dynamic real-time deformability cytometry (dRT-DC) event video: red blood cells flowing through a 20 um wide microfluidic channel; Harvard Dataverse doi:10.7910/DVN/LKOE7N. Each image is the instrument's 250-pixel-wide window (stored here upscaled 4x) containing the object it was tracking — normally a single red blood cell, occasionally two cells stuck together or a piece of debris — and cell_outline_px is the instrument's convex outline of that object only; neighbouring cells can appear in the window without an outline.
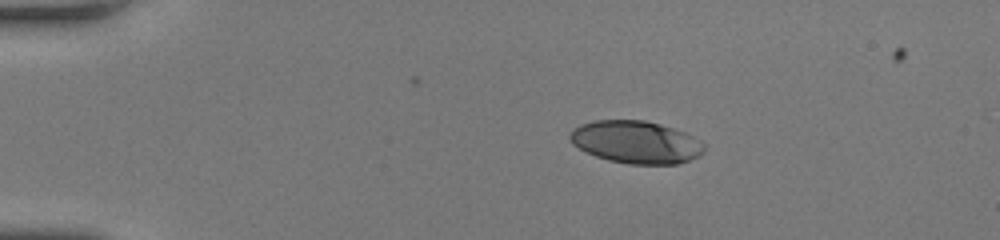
{"species": "human", "species_latin": "Homo sapiens", "temperature_condition": "room temperature", "stored_images_in_passage": 41, "camera_frame_rate_fps": 3000, "um_per_image_px": 0.085, "donor": {"sex": "female"}, "frame": {"image": 1, "passage_image": 1, "time_ms": 0.0, "image_size_px": [1000, 240], "cell_outline_px": [[704, 152], [700, 156], [676, 164], [628, 164], [608, 160], [596, 156], [572, 144], [568, 136], [580, 124], [596, 120], [644, 120], [660, 124], [684, 132], [700, 140], [704, 144]], "centroid_in_image_um": [54.07, 12.08], "position_along_channel_um": 30.9, "area_um2": 33.12}}
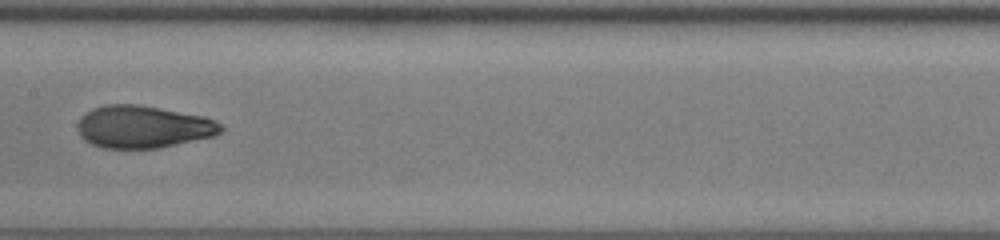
{"frame": {"image": 2, "passage_image": 18, "time_ms": 5.667, "image_size_px": [1000, 240], "cell_outline_px": [[224, 128], [216, 136], [160, 148], [104, 148], [92, 144], [84, 140], [80, 136], [76, 124], [80, 116], [92, 108], [104, 104], [140, 104], [204, 116], [216, 120]], "centroid_in_image_um": [12.16, 10.77], "position_along_channel_um": 195.2, "area_um2": 35.89}}
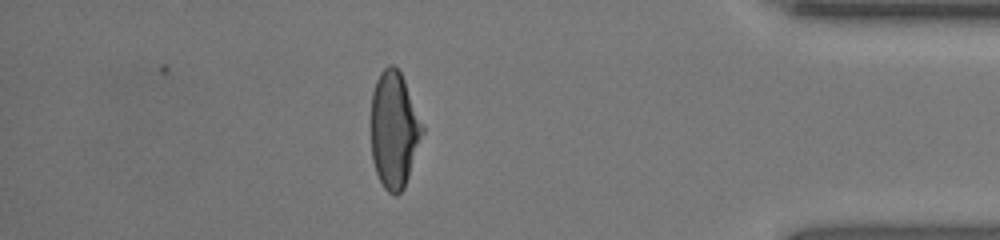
{"frame": {"image": 3, "passage_image": 35, "time_ms": 11.333, "image_size_px": [1000, 240], "cell_outline_px": [[424, 132], [404, 188], [396, 196], [392, 196], [384, 188], [376, 172], [372, 160], [372, 92], [376, 80], [380, 72], [388, 64], [392, 64], [400, 72], [404, 80], [424, 128]], "centroid_in_image_um": [33.5, 11.05], "position_along_channel_um": 401.7, "area_um2": 34.56}, "authors_computed_cell_mechanics": {"area_um2": 35.0268, "velocity_mm_per_s": 4.2387, "shape_relaxation_time_tau1_ms": 6.9779, "shape_relaxation_time_tau2_ms": 1.0582, "deformation_change_tau1": 0.2696, "deformation_change_tau2": 0.0701}}